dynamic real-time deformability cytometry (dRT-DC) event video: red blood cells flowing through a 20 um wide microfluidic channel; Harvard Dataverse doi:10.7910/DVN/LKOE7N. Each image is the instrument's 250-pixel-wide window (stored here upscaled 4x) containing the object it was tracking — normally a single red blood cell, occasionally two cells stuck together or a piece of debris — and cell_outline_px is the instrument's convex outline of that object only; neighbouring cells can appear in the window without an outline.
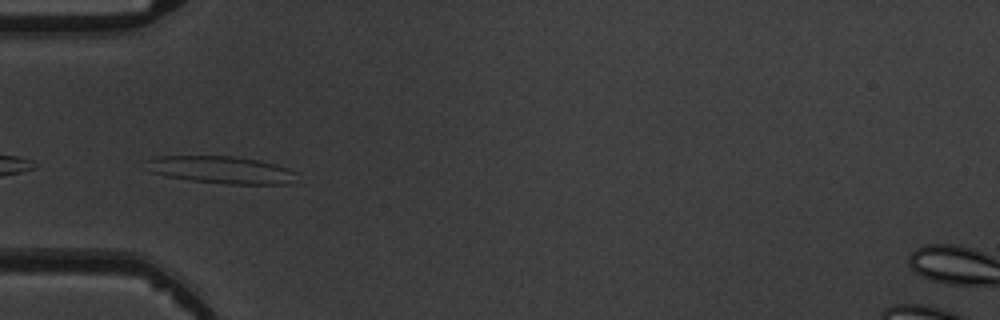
{"species": "common noctule bat (a hibernating species)", "species_latin": "Nyctalus noctula", "temperature_condition": "warm", "stored_images_in_passage": 9, "camera_frame_rate_fps": 3000, "um_per_image_px": 0.085, "animal": {"sex": "male", "body_mass_g": 19.5, "forearm_length_mm": 54.6}, "frame": {"image": 1, "passage_image": 6, "time_ms": 6.667, "image_size_px": [1000, 320], "cell_outline_px": [[296, 172], [292, 184], [228, 184], [192, 180], [164, 176], [152, 172], [148, 160], [156, 156], [236, 156], [276, 164], [288, 168]], "centroid_in_image_um": [18.86, 14.44], "position_along_channel_um": 66.1, "area_um2": 23.7}}
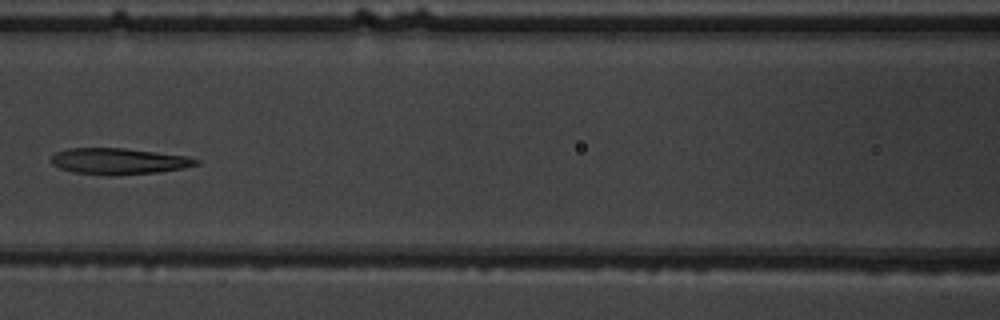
{"frame": {"image": 2, "passage_image": 8, "time_ms": 9.0, "image_size_px": [1000, 320], "cell_outline_px": [[200, 164], [184, 168], [156, 172], [72, 172], [60, 168], [52, 164], [52, 156], [56, 152], [68, 148], [124, 148], [188, 156], [200, 160]], "centroid_in_image_um": [10.14, 13.65], "position_along_channel_um": 156.5, "area_um2": 20.98}}
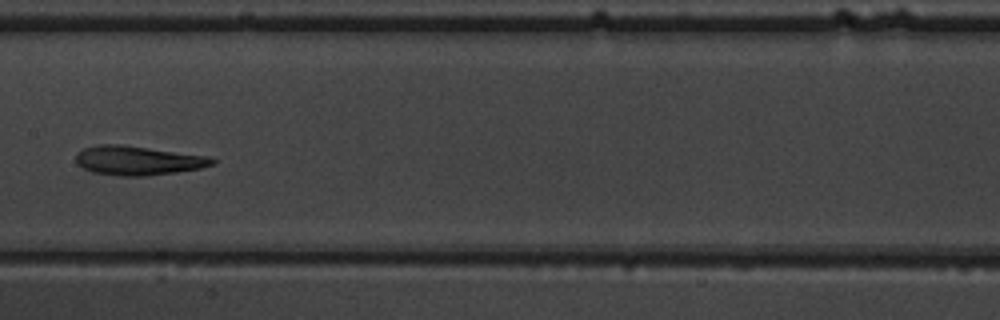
{"frame": {"image": 3, "passage_image": 9, "time_ms": 10.0, "image_size_px": [1000, 320], "cell_outline_px": [[216, 164], [200, 168], [176, 172], [144, 176], [120, 176], [92, 172], [76, 164], [76, 152], [84, 148], [100, 144], [120, 144], [208, 156], [216, 160]], "centroid_in_image_um": [11.71, 13.64], "position_along_channel_um": 195.7, "area_um2": 23.18}}